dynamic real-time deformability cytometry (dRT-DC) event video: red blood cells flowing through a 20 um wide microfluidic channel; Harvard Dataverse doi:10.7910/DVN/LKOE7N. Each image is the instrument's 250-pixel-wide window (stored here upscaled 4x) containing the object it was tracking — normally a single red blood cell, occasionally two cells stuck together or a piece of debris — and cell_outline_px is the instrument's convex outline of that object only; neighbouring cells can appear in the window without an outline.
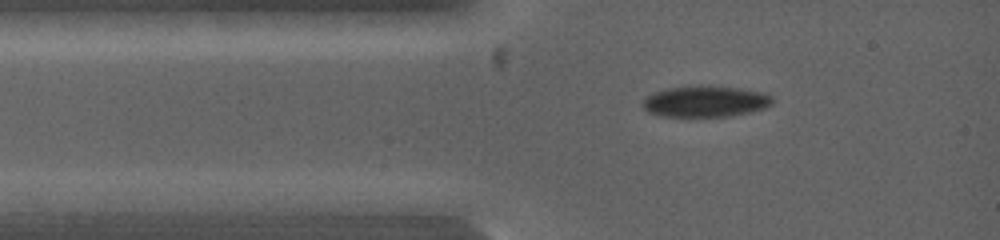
{"species": "common noctule bat (a hibernating species)", "species_latin": "Nyctalus noctula", "temperature_condition": "warm", "stored_images_in_passage": 20, "camera_frame_rate_fps": 5000, "um_per_image_px": 0.085, "animal": {"sex": "female", "body_mass_g": 19.0, "forearm_length_mm": 53.3}, "frame": {"image": 1, "passage_image": 2, "time_ms": 0.4, "image_size_px": [1000, 240], "cell_outline_px": [[772, 104], [764, 108], [752, 112], [732, 116], [664, 116], [648, 112], [640, 104], [644, 96], [652, 92], [668, 88], [696, 84], [708, 84], [764, 92], [772, 96]], "centroid_in_image_um": [59.92, 8.59], "position_along_channel_um": 25.1, "area_um2": 24.1}}
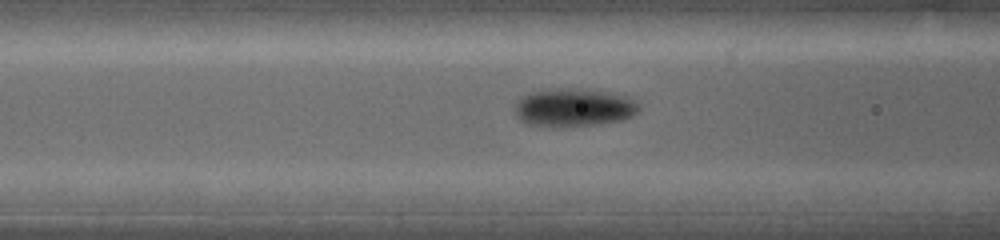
{"frame": {"image": 2, "passage_image": 11, "time_ms": 3.0, "image_size_px": [1000, 240], "cell_outline_px": [[640, 108], [632, 116], [624, 120], [596, 124], [528, 124], [520, 120], [516, 116], [516, 100], [520, 96], [528, 92], [552, 88], [576, 88], [628, 96], [640, 104]], "centroid_in_image_um": [48.77, 9.09], "position_along_channel_um": 117.8, "area_um2": 26.99}}
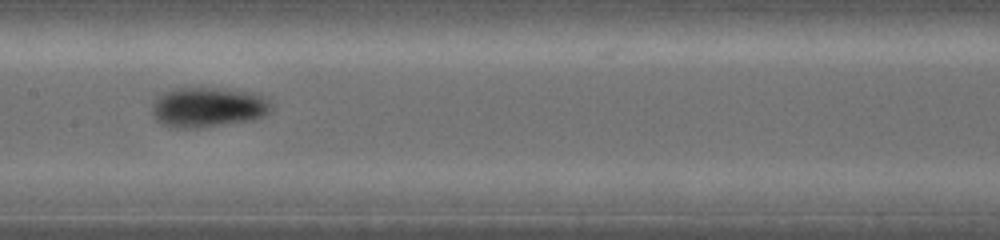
{"frame": {"image": 3, "passage_image": 19, "time_ms": 4.8, "image_size_px": [1000, 240], "cell_outline_px": [[272, 108], [264, 116], [252, 120], [196, 128], [168, 128], [160, 124], [152, 116], [152, 104], [156, 96], [164, 92], [176, 88], [212, 88], [256, 92], [272, 100]], "centroid_in_image_um": [17.67, 9.12], "position_along_channel_um": 189.7, "area_um2": 28.26}}